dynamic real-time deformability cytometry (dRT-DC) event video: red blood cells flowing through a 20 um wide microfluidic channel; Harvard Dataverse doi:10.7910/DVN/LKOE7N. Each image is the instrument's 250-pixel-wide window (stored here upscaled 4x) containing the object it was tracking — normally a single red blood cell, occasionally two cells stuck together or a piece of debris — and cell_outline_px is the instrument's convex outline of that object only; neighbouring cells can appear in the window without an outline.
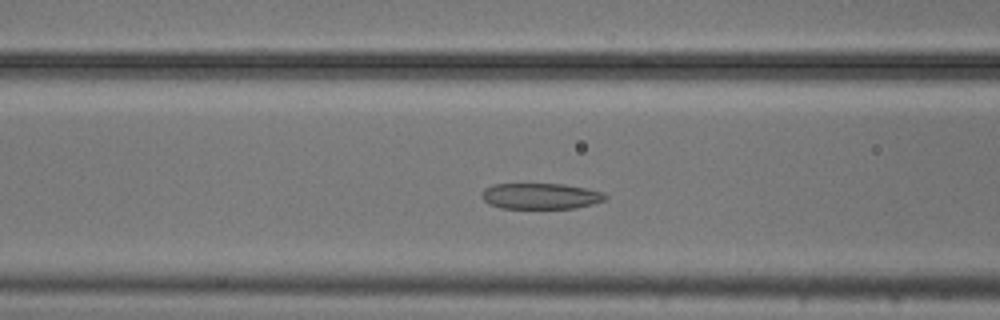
{"species": "common noctule bat (a hibernating species)", "species_latin": "Nyctalus noctula", "temperature_condition": "cold", "stored_images_in_passage": 48, "camera_frame_rate_fps": 3000, "um_per_image_px": 0.085, "animal": {"sex": "male", "body_mass_g": 20.5, "forearm_length_mm": 52.5}, "frame": {"image": 1, "passage_image": 16, "time_ms": 5.0, "image_size_px": [1000, 320], "cell_outline_px": [[608, 200], [576, 208], [500, 208], [488, 204], [480, 196], [484, 188], [496, 184], [564, 184], [604, 192], [608, 196]], "centroid_in_image_um": [45.97, 16.67], "position_along_channel_um": 120.6, "area_um2": 18.79}}
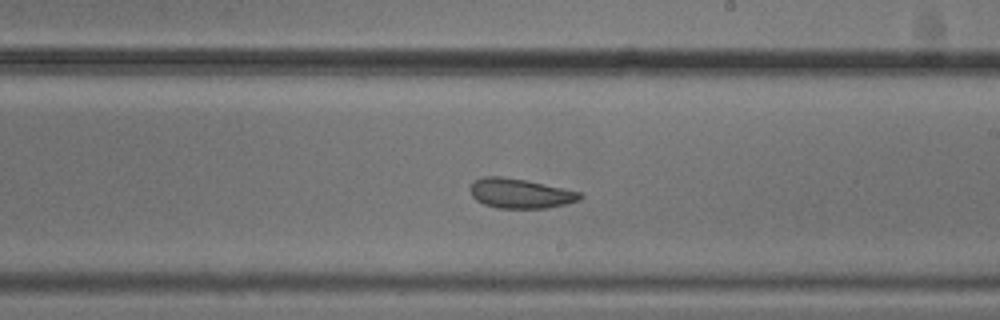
{"frame": {"image": 2, "passage_image": 26, "time_ms": 8.333, "image_size_px": [1000, 320], "cell_outline_px": [[584, 196], [580, 200], [548, 208], [496, 208], [484, 204], [476, 200], [472, 196], [468, 188], [476, 180], [484, 176], [500, 176], [524, 180], [584, 192]], "centroid_in_image_um": [44.24, 16.44], "position_along_channel_um": 244.8, "area_um2": 19.07}}
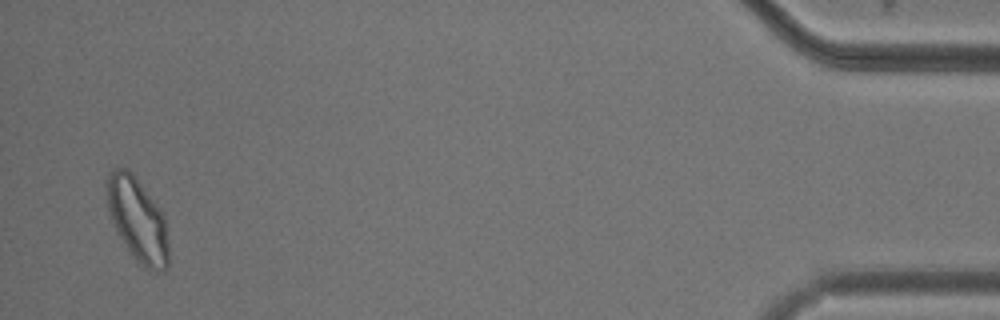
{"frame": {"image": 3, "passage_image": 47, "time_ms": 15.333, "image_size_px": [1000, 320], "cell_outline_px": [[168, 268], [164, 272], [156, 272], [140, 264], [136, 260], [116, 232], [108, 212], [104, 180], [108, 172], [112, 168], [128, 168], [132, 172], [160, 208], [164, 216], [168, 244]], "centroid_in_image_um": [11.66, 18.63], "position_along_channel_um": 423.5, "area_um2": 30.58}, "authors_computed_cell_mechanics": {"area_um2": 21.6461, "velocity_mm_per_s": 3.7188, "shape_relaxation_time_tau1_ms": null, "shape_relaxation_time_tau2_ms": 2.5128, "deformation_change_tau1": null, "deformation_change_tau2": 0.0785}}